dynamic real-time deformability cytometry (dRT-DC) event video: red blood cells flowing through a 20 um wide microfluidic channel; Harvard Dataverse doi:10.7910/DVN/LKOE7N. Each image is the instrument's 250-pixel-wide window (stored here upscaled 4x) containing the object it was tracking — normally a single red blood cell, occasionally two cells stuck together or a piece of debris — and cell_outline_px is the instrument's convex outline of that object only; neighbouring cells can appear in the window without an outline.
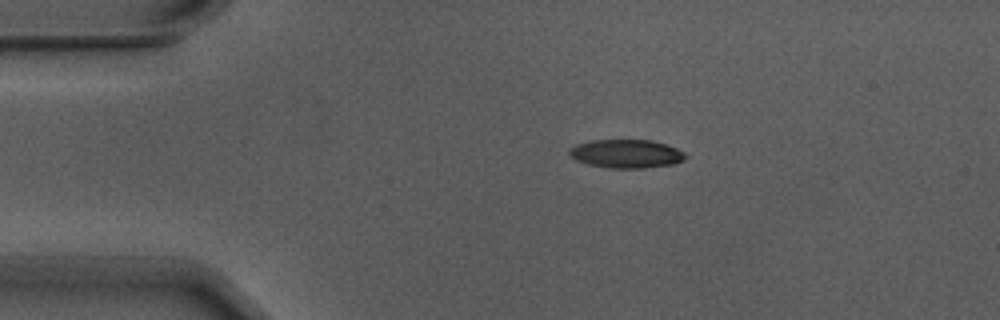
{"species": "Egyptian fruit bat (a non-hibernating species)", "species_latin": "Rousettus aegyptiacus", "temperature_condition": "warm", "stored_images_in_passage": 4, "camera_frame_rate_fps": 3000, "um_per_image_px": 0.085, "animal": {"sex": "male"}, "frame": {"image": 1, "passage_image": 2, "time_ms": 0.333, "image_size_px": [1000, 320], "cell_outline_px": [[688, 156], [684, 160], [672, 164], [644, 168], [612, 168], [588, 164], [576, 160], [568, 152], [568, 148], [576, 144], [588, 140], [652, 140], [676, 148], [684, 152]], "centroid_in_image_um": [53.22, 13.06], "position_along_channel_um": 31.8, "area_um2": 19.31}}
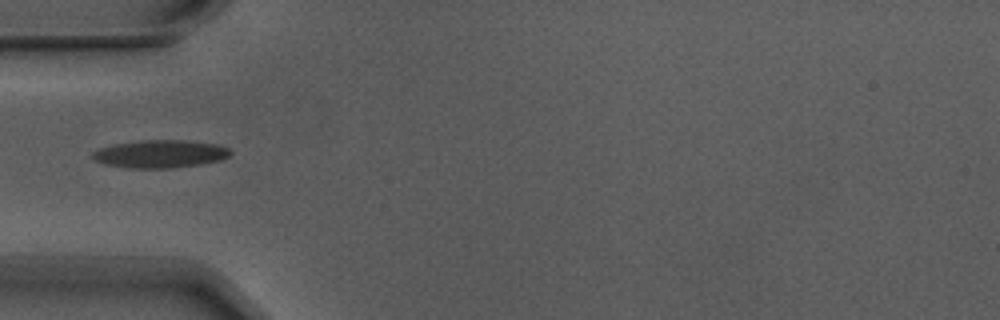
{"frame": {"image": 2, "passage_image": 4, "time_ms": 1.0, "image_size_px": [1000, 320], "cell_outline_px": [[232, 152], [228, 156], [220, 160], [200, 164], [172, 168], [132, 168], [108, 164], [96, 160], [92, 156], [92, 152], [100, 148], [116, 144], [144, 140], [184, 140], [216, 144], [228, 148]], "centroid_in_image_um": [13.65, 13.08], "position_along_channel_um": 71.3, "area_um2": 21.96}}